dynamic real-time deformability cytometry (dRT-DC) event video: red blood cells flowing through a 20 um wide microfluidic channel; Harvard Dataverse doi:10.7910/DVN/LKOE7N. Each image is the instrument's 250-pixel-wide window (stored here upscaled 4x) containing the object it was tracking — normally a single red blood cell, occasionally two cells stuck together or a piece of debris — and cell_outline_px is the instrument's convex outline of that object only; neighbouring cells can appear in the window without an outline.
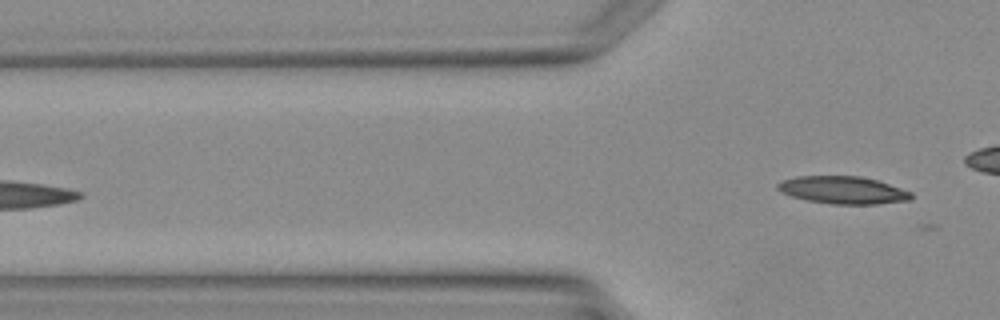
{"species": "Egyptian fruit bat (a non-hibernating species)", "species_latin": "Rousettus aegyptiacus", "temperature_condition": "warm", "stored_images_in_passage": 3, "camera_frame_rate_fps": 3000, "um_per_image_px": 0.085, "animal": {"sex": "female"}, "frame": {"image": 1, "passage_image": 3, "time_ms": 2.333, "image_size_px": [1000, 320], "cell_outline_px": [[912, 200], [876, 204], [832, 204], [808, 200], [792, 196], [780, 192], [776, 188], [776, 184], [780, 180], [796, 176], [860, 176], [876, 180], [912, 192]], "centroid_in_image_um": [71.62, 16.15], "position_along_channel_um": 54.2, "area_um2": 21.44}}